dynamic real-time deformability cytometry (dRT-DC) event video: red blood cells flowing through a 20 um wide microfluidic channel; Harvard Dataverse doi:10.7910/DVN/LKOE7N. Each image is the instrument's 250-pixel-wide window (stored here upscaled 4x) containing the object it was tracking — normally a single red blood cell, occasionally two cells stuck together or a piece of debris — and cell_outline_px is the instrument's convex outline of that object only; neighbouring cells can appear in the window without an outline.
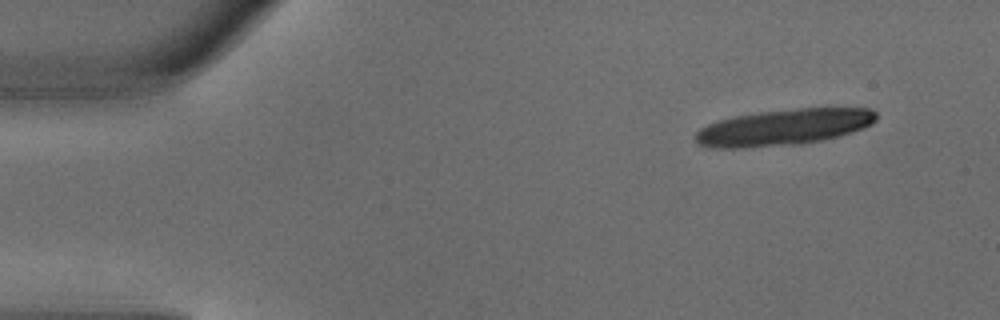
{"species": "common noctule bat (a hibernating species)", "species_latin": "Nyctalus noctula", "temperature_condition": "warm", "stored_images_in_passage": 4, "segment_of_instrument_passage": [2, 2], "camera_frame_rate_fps": 3000, "um_per_image_px": 0.085, "animal": {"sex": "male", "body_mass_g": 18.8}, "frame": {"image": 1, "passage_image": 4, "time_ms": 1.0, "image_size_px": [1000, 320], "cell_outline_px": [[876, 120], [872, 124], [864, 128], [852, 132], [820, 140], [800, 144], [744, 148], [712, 148], [700, 144], [696, 140], [696, 132], [700, 128], [708, 124], [720, 120], [736, 116], [760, 112], [800, 108], [872, 108], [876, 112]], "centroid_in_image_um": [66.64, 10.82], "position_along_channel_um": 18.4, "area_um2": 37.92}}